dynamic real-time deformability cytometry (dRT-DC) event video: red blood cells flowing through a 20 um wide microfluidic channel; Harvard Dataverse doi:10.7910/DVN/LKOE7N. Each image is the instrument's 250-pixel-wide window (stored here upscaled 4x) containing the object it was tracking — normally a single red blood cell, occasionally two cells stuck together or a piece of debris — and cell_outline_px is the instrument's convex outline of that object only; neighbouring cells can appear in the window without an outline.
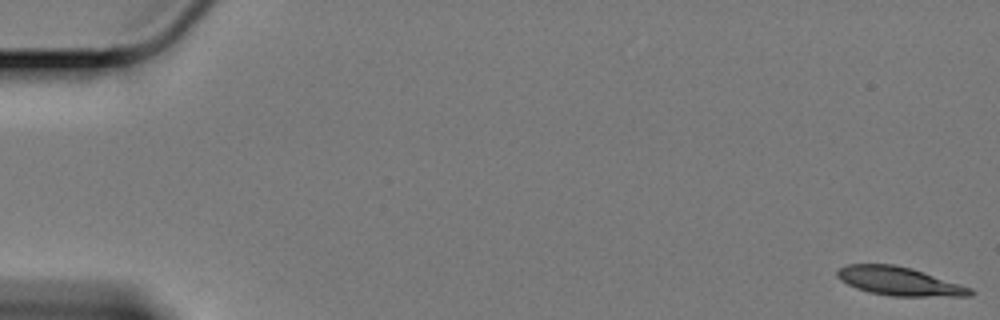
{"species": "Egyptian fruit bat (a non-hibernating species)", "species_latin": "Rousettus aegyptiacus", "temperature_condition": "cold", "stored_images_in_passage": 60, "camera_frame_rate_fps": 3000, "um_per_image_px": 0.085, "animal": {"sex": "female"}, "frame": {"image": 1, "passage_image": 1, "time_ms": 0.0, "image_size_px": [1000, 320], "cell_outline_px": [[976, 292], [972, 296], [892, 296], [868, 292], [856, 288], [840, 280], [836, 276], [836, 272], [840, 268], [848, 264], [892, 264], [912, 268], [972, 288]], "centroid_in_image_um": [76.45, 23.91], "position_along_channel_um": 8.6, "area_um2": 22.14}}
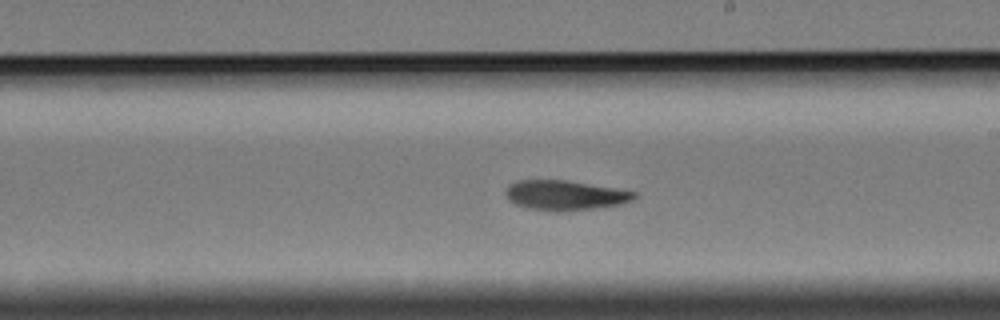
{"frame": {"image": 2, "passage_image": 35, "time_ms": 11.333, "image_size_px": [1000, 320], "cell_outline_px": [[636, 196], [632, 200], [624, 204], [560, 212], [552, 212], [528, 208], [516, 204], [508, 200], [504, 192], [508, 184], [516, 180], [564, 180], [636, 192]], "centroid_in_image_um": [47.96, 16.6], "position_along_channel_um": 241.0, "area_um2": 22.31}}
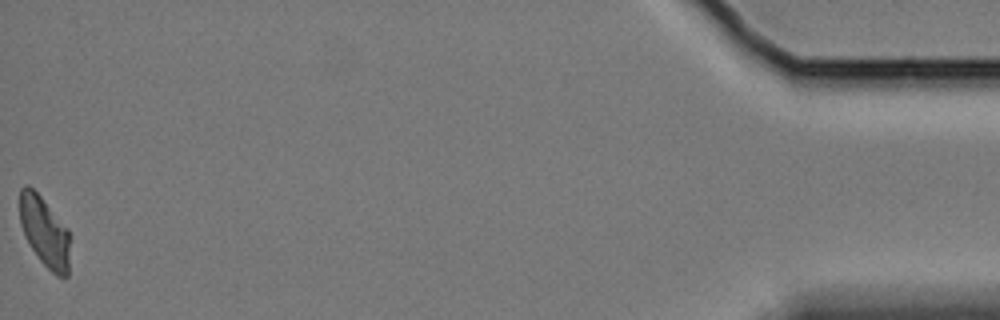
{"frame": {"image": 3, "passage_image": 60, "time_ms": 19.667, "image_size_px": [1000, 320], "cell_outline_px": [[68, 276], [56, 276], [40, 260], [32, 248], [20, 224], [20, 188], [24, 184], [28, 184], [40, 196], [68, 228]], "centroid_in_image_um": [3.77, 19.67], "position_along_channel_um": 431.4, "area_um2": 20.0}, "authors_computed_cell_mechanics": {"area_um2": 22.4264, "velocity_mm_per_s": 3.3638, "shape_relaxation_time_tau1_ms": 4.4006, "shape_relaxation_time_tau2_ms": 8.9773, "deformation_change_tau1": 0.145, "deformation_change_tau2": 0.1513}}